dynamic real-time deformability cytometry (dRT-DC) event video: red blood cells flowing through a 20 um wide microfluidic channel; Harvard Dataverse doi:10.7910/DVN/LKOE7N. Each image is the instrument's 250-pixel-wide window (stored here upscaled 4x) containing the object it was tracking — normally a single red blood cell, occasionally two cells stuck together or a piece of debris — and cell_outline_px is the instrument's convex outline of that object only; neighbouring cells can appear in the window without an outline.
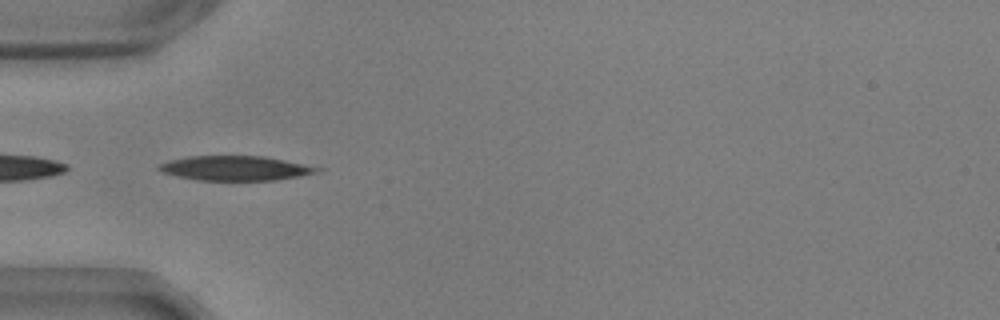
{"species": "common noctule bat (a hibernating species)", "species_latin": "Nyctalus noctula", "temperature_condition": "warm", "stored_images_in_passage": 17, "camera_frame_rate_fps": 3000, "um_per_image_px": 0.085, "animal": {"sex": "male", "body_mass_g": 17.9, "forearm_length_mm": 54.2}, "frame": {"image": 1, "passage_image": 1, "time_ms": 0.0, "image_size_px": [1000, 320], "cell_outline_px": [[324, 168], [320, 172], [300, 176], [276, 180], [200, 180], [176, 176], [164, 172], [156, 168], [160, 164], [172, 160], [188, 156], [264, 156]], "centroid_in_image_um": [20.06, 14.3], "position_along_channel_um": 64.9, "area_um2": 22.54}}
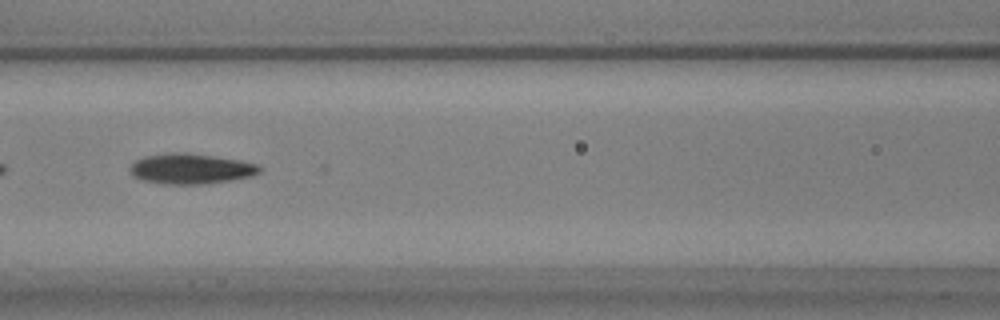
{"frame": {"image": 2, "passage_image": 8, "time_ms": 2.333, "image_size_px": [1000, 320], "cell_outline_px": [[260, 172], [252, 176], [228, 180], [200, 184], [160, 184], [140, 180], [132, 176], [128, 168], [136, 160], [144, 156], [168, 152], [188, 152], [240, 160], [260, 164]], "centroid_in_image_um": [16.17, 14.33], "position_along_channel_um": 150.4, "area_um2": 23.18}}